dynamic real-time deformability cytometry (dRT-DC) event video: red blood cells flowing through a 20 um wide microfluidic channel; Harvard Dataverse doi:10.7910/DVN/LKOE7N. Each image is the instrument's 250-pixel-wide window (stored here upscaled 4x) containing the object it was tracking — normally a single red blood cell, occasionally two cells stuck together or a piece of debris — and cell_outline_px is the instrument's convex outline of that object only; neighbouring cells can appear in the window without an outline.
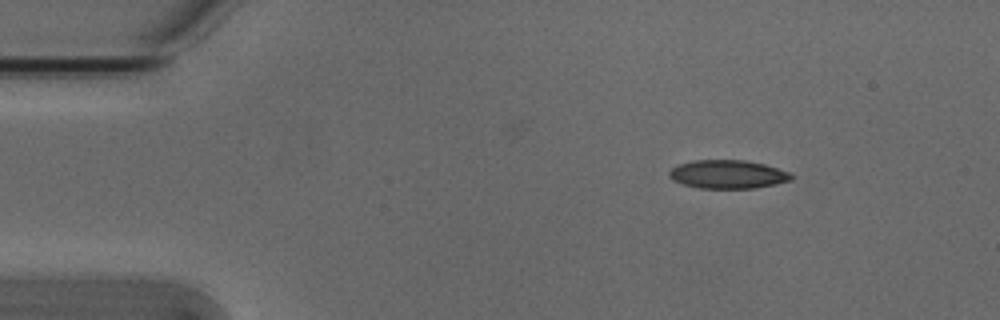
{"species": "Egyptian fruit bat (a non-hibernating species)", "species_latin": "Rousettus aegyptiacus", "temperature_condition": "cold", "stored_images_in_passage": 5, "camera_frame_rate_fps": 3000, "um_per_image_px": 0.085, "animal": {"sex": "male"}, "frame": {"image": 1, "passage_image": 1, "time_ms": 0.0, "image_size_px": [1000, 320], "cell_outline_px": [[796, 176], [792, 180], [776, 184], [756, 188], [700, 188], [684, 184], [672, 180], [668, 176], [668, 172], [672, 168], [680, 164], [696, 160], [744, 160], [764, 164], [788, 172]], "centroid_in_image_um": [61.88, 14.82], "position_along_channel_um": 23.1, "area_um2": 20.23}}
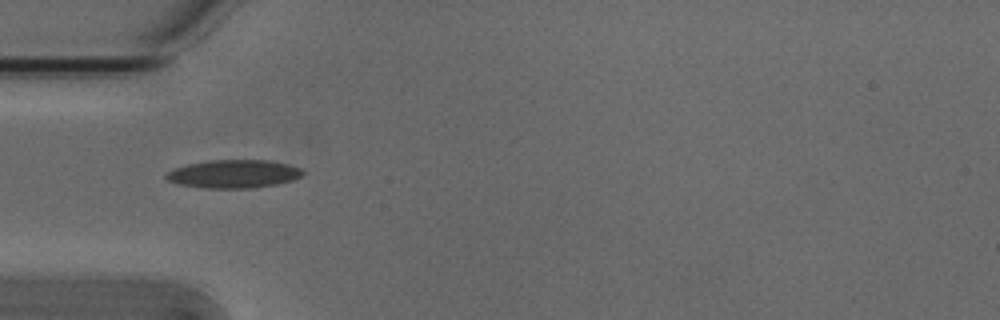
{"frame": {"image": 2, "passage_image": 3, "time_ms": 0.667, "image_size_px": [1000, 320], "cell_outline_px": [[304, 172], [300, 176], [292, 180], [276, 184], [252, 188], [204, 188], [180, 184], [168, 180], [164, 176], [172, 168], [188, 164], [208, 160], [268, 160], [288, 164], [300, 168]], "centroid_in_image_um": [19.84, 14.77], "position_along_channel_um": 65.2, "area_um2": 22.37}}